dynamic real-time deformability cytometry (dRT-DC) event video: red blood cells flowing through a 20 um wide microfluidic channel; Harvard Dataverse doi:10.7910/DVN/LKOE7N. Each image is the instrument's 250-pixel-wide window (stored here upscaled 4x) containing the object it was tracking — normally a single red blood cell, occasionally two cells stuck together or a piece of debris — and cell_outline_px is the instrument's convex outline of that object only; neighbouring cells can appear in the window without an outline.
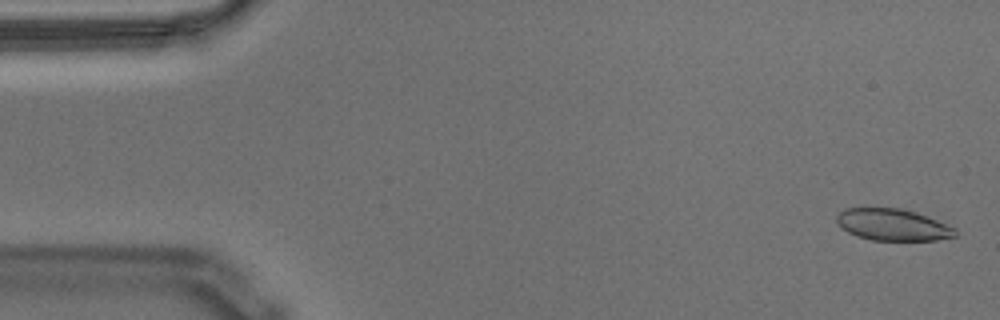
{"species": "Egyptian fruit bat (a non-hibernating species)", "species_latin": "Rousettus aegyptiacus", "temperature_condition": "warm", "stored_images_in_passage": 56, "camera_frame_rate_fps": 3000, "um_per_image_px": 0.085, "animal": {"sex": "male"}, "frame": {"image": 1, "passage_image": 2, "time_ms": 0.333, "image_size_px": [1000, 320], "cell_outline_px": [[956, 236], [936, 240], [872, 240], [856, 236], [840, 228], [836, 224], [836, 216], [844, 208], [900, 208], [916, 212], [956, 228]], "centroid_in_image_um": [75.84, 19.1], "position_along_channel_um": 9.2, "area_um2": 21.96}}
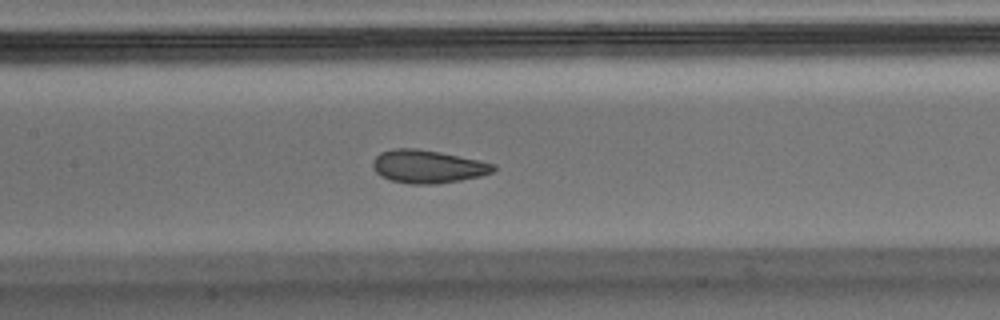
{"frame": {"image": 2, "passage_image": 26, "time_ms": 8.333, "image_size_px": [1000, 320], "cell_outline_px": [[496, 168], [492, 172], [480, 176], [460, 180], [436, 184], [408, 184], [392, 180], [380, 176], [372, 168], [372, 160], [380, 152], [392, 148], [416, 148], [440, 152], [480, 160], [496, 164]], "centroid_in_image_um": [36.33, 14.15], "position_along_channel_um": 171.1, "area_um2": 23.41}}
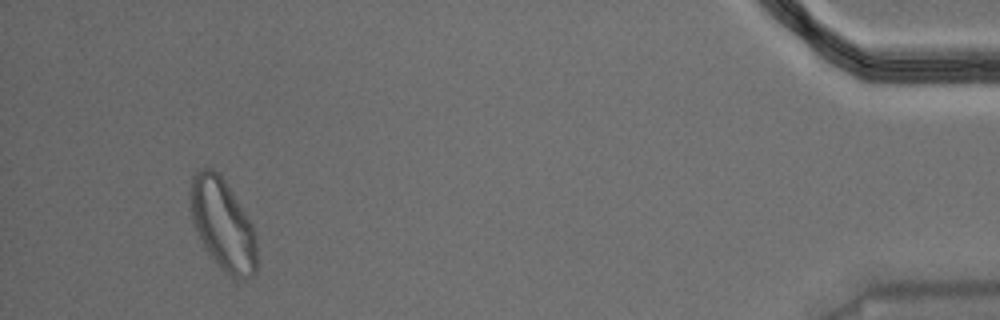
{"frame": {"image": 3, "passage_image": 53, "time_ms": 17.333, "image_size_px": [1000, 320], "cell_outline_px": [[256, 272], [252, 276], [244, 280], [228, 276], [208, 252], [196, 232], [188, 208], [188, 192], [192, 176], [200, 168], [212, 168], [220, 172], [252, 224], [256, 236]], "centroid_in_image_um": [18.9, 19.04], "position_along_channel_um": 416.3, "area_um2": 35.89}, "authors_computed_cell_mechanics": {"area_um2": 23.3801, "velocity_mm_per_s": 3.5376, "shape_relaxation_time_tau1_ms": 7.1466, "shape_relaxation_time_tau2_ms": 0.8781, "deformation_change_tau1": 0.1553, "deformation_change_tau2": 0.0648}}